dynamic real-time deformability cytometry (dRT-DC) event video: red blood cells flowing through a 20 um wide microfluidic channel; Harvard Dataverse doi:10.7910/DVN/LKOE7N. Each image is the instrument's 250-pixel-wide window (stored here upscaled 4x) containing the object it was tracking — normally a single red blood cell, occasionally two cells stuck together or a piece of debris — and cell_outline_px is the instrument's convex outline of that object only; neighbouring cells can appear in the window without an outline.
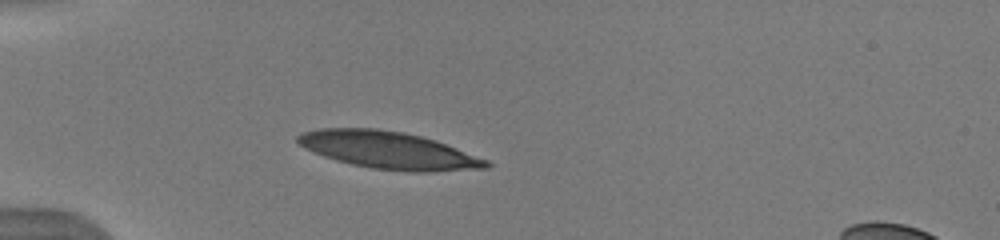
{"species": "human", "species_latin": "Homo sapiens", "temperature_condition": "warm", "stored_images_in_passage": 44, "camera_frame_rate_fps": 3000, "um_per_image_px": 0.085, "donor": {"sex": "male"}, "frame": {"image": 1, "passage_image": 7, "time_ms": 1.667, "image_size_px": [1000, 240], "cell_outline_px": [[492, 164], [488, 168], [428, 172], [412, 172], [372, 168], [352, 164], [336, 160], [312, 152], [296, 144], [296, 136], [300, 132], [320, 128], [376, 128], [404, 132], [420, 136], [456, 148], [488, 160]], "centroid_in_image_um": [32.97, 12.76], "position_along_channel_um": 52.0, "area_um2": 40.92}}
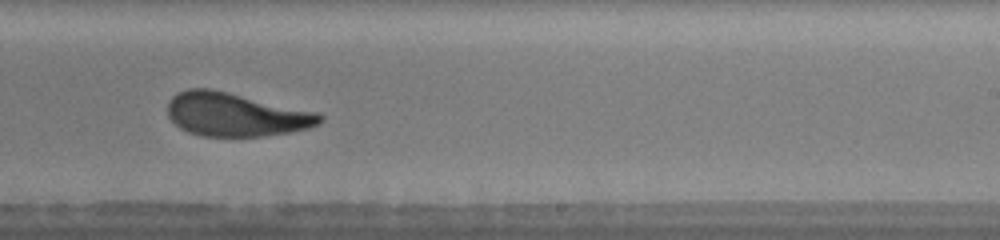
{"frame": {"image": 2, "passage_image": 24, "time_ms": 7.667, "image_size_px": [1000, 240], "cell_outline_px": [[324, 120], [320, 124], [308, 128], [288, 132], [264, 136], [200, 136], [188, 132], [180, 128], [168, 116], [168, 100], [176, 92], [188, 88], [208, 88], [228, 92], [316, 112], [324, 116]], "centroid_in_image_um": [20.0, 9.73], "position_along_channel_um": 269.0, "area_um2": 38.55}, "authors_computed_cell_mechanics": {"area_um2": 38.726, "velocity_mm_per_s": 3.9699, "shape_relaxation_time_tau1_ms": 5.4359, "shape_relaxation_time_tau2_ms": 1.2058, "deformation_change_tau1": 0.2101, "deformation_change_tau2": 0.076}}